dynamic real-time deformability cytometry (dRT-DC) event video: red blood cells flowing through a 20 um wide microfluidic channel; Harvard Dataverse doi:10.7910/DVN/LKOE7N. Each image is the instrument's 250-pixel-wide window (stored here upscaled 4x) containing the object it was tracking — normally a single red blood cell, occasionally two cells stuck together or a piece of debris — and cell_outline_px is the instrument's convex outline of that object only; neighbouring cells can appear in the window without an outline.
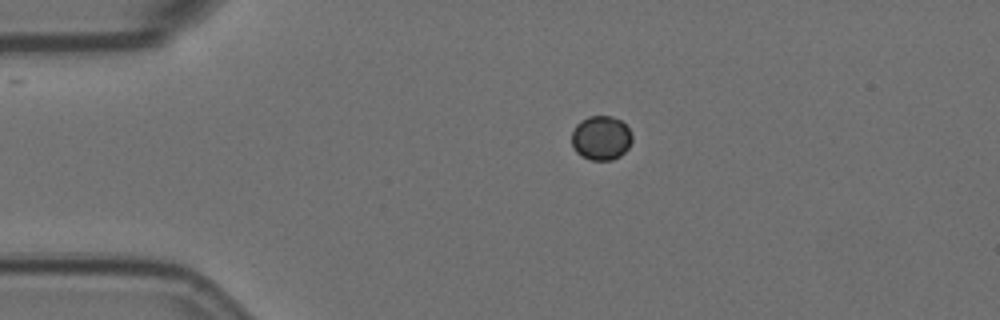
{"species": "Egyptian fruit bat (a non-hibernating species)", "species_latin": "Rousettus aegyptiacus", "temperature_condition": "room temperature", "stored_images_in_passage": 46, "camera_frame_rate_fps": 3000, "um_per_image_px": 0.085, "animal": {"sex": "female"}, "frame": {"image": 1, "passage_image": 1, "time_ms": 0.0, "image_size_px": [1000, 320], "cell_outline_px": [[632, 140], [628, 148], [620, 156], [612, 160], [592, 160], [580, 156], [576, 152], [572, 144], [572, 132], [576, 124], [580, 120], [588, 116], [612, 116], [620, 120], [632, 132]], "centroid_in_image_um": [51.09, 11.72], "position_along_channel_um": 33.9, "area_um2": 15.72}}
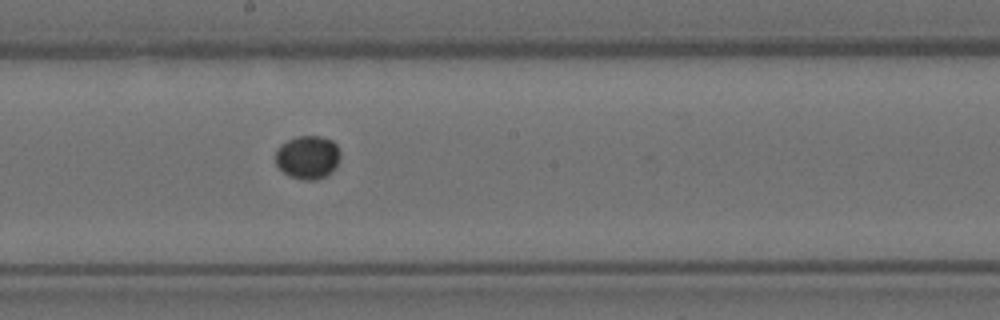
{"frame": {"image": 2, "passage_image": 20, "time_ms": 6.333, "image_size_px": [1000, 320], "cell_outline_px": [[340, 156], [332, 172], [316, 180], [300, 180], [288, 176], [276, 164], [276, 152], [280, 144], [296, 136], [320, 136], [332, 140], [336, 144], [340, 152]], "centroid_in_image_um": [26.15, 13.37], "position_along_channel_um": 222.1, "area_um2": 16.42}}
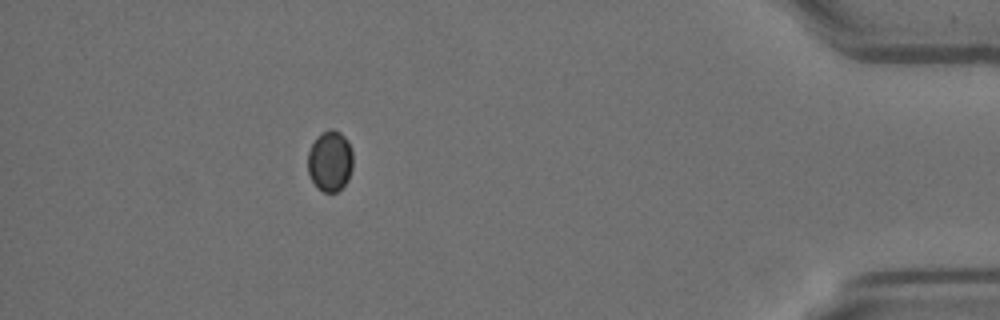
{"frame": {"image": 3, "passage_image": 40, "time_ms": 13.0, "image_size_px": [1000, 320], "cell_outline_px": [[352, 168], [348, 180], [336, 192], [324, 192], [316, 188], [308, 172], [308, 152], [316, 136], [328, 128], [332, 128], [340, 132], [348, 140], [352, 148]], "centroid_in_image_um": [28.05, 13.66], "position_along_channel_um": 407.1, "area_um2": 16.18}}